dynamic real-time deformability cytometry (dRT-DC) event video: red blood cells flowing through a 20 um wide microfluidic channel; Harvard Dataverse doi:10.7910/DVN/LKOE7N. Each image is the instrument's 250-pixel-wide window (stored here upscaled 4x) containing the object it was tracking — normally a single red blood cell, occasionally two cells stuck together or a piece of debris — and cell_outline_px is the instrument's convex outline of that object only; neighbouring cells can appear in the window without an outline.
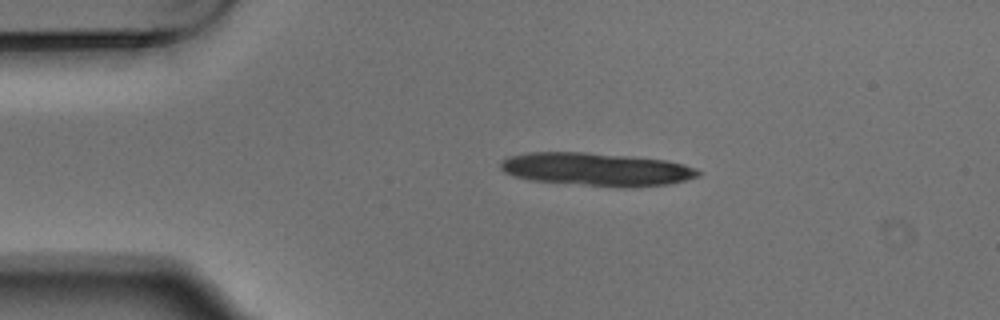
{"species": "Egyptian fruit bat (a non-hibernating species)", "species_latin": "Rousettus aegyptiacus", "temperature_condition": "warm", "stored_images_in_passage": 6, "camera_frame_rate_fps": 3000, "um_per_image_px": 0.085, "animal": {"sex": "male"}, "frame": {"image": 1, "passage_image": 1, "time_ms": 0.0, "image_size_px": [1000, 320], "cell_outline_px": [[704, 172], [700, 176], [668, 184], [588, 184], [528, 180], [512, 176], [504, 172], [500, 168], [500, 160], [508, 156], [528, 152], [584, 152], [632, 156], [668, 160], [684, 164], [696, 168]], "centroid_in_image_um": [50.63, 14.33], "position_along_channel_um": 34.4, "area_um2": 37.11}}
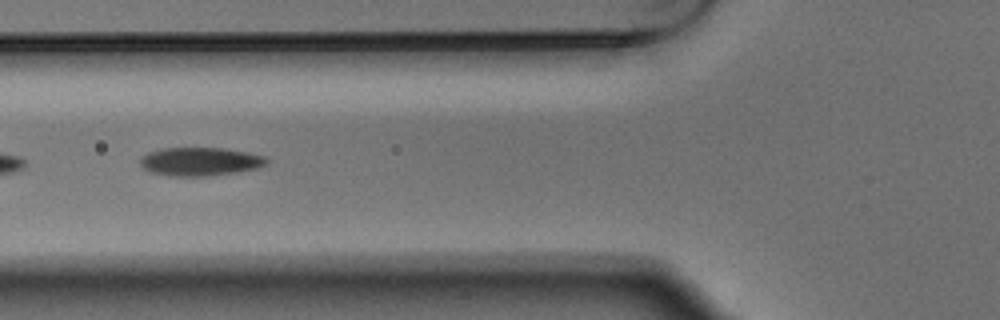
{"frame": {"image": 2, "passage_image": 4, "time_ms": 1.0, "image_size_px": [1000, 320], "cell_outline_px": [[268, 164], [256, 168], [240, 172], [212, 176], [168, 176], [148, 172], [140, 164], [140, 160], [148, 152], [164, 148], [224, 148], [248, 152], [268, 156]], "centroid_in_image_um": [17.06, 13.74], "position_along_channel_um": 108.7, "area_um2": 21.27}}
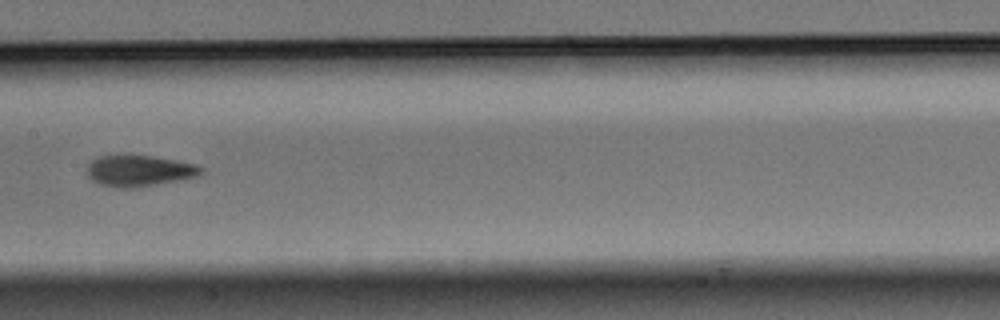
{"frame": {"image": 3, "passage_image": 6, "time_ms": 1.667, "image_size_px": [1000, 320], "cell_outline_px": [[204, 172], [200, 176], [184, 180], [136, 188], [120, 188], [100, 184], [92, 180], [88, 176], [88, 164], [92, 160], [100, 156], [152, 156], [196, 164], [204, 168]], "centroid_in_image_um": [11.91, 14.54], "position_along_channel_um": 195.5, "area_um2": 20.81}}